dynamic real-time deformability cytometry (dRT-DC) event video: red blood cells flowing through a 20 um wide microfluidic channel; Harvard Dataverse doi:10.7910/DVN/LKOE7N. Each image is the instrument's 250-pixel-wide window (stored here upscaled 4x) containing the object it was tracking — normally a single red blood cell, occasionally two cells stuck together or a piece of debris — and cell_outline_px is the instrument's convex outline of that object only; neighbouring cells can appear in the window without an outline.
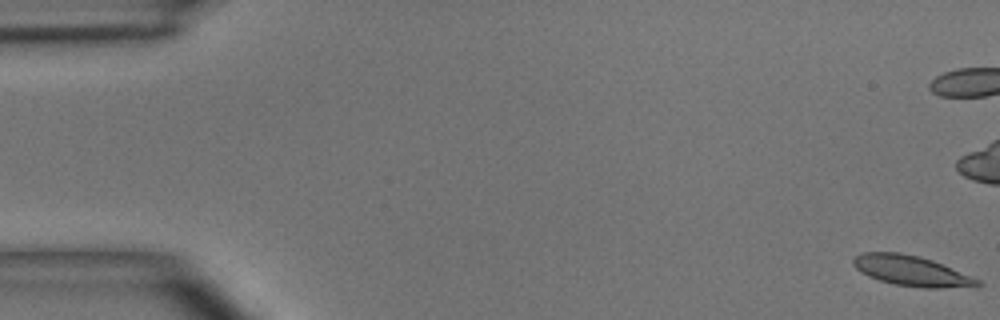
{"species": "common noctule bat (a hibernating species)", "species_latin": "Nyctalus noctula", "temperature_condition": "room temperature", "stored_images_in_passage": 6, "camera_frame_rate_fps": 3000, "um_per_image_px": 0.085, "animal": {"sex": "male", "body_mass_g": 15.6}, "frame": {"image": 1, "passage_image": 1, "time_ms": 0.0, "image_size_px": [1000, 320], "cell_outline_px": [[984, 284], [976, 288], [924, 288], [896, 284], [880, 280], [868, 276], [860, 272], [852, 264], [852, 260], [856, 256], [864, 252], [900, 252], [932, 260], [972, 276], [980, 280]], "centroid_in_image_um": [77.54, 23.04], "position_along_channel_um": 7.5, "area_um2": 22.08}}